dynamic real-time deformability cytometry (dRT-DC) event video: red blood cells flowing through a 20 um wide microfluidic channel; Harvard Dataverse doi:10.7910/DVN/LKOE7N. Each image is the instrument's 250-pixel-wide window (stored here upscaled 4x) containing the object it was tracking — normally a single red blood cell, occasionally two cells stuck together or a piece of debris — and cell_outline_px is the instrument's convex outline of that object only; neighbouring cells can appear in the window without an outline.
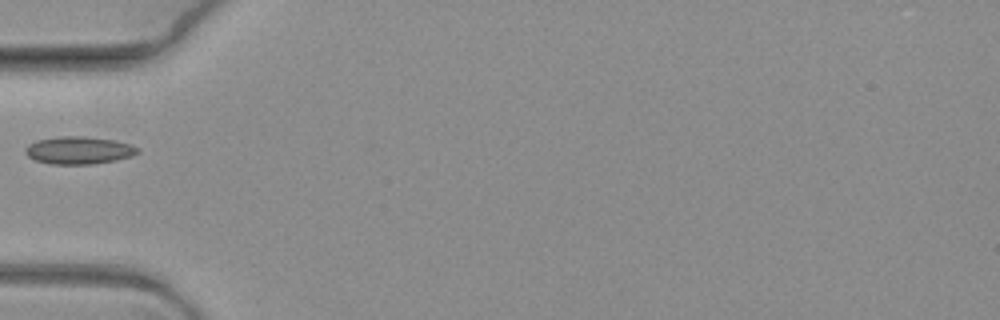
{"species": "common noctule bat (a hibernating species)", "species_latin": "Nyctalus noctula", "temperature_condition": "warm", "stored_images_in_passage": 5, "camera_frame_rate_fps": 3000, "um_per_image_px": 0.085, "animal": {"sex": "female", "body_mass_g": 19.3, "forearm_length_mm": 54.1}, "frame": {"image": 1, "passage_image": 1, "time_ms": 0.0, "image_size_px": [1000, 320], "cell_outline_px": [[140, 152], [132, 156], [116, 160], [92, 164], [52, 164], [36, 160], [28, 156], [24, 152], [24, 148], [28, 144], [36, 140], [60, 136], [84, 136], [116, 140], [132, 144], [140, 148]], "centroid_in_image_um": [6.73, 12.76], "position_along_channel_um": 78.3, "area_um2": 18.26}}
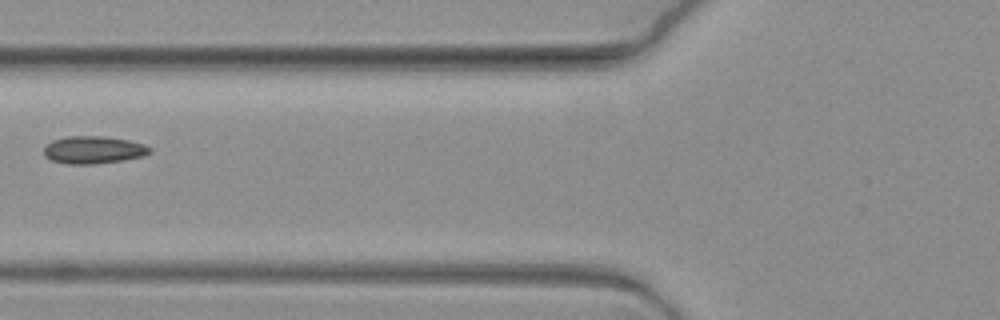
{"frame": {"image": 2, "passage_image": 2, "time_ms": 0.333, "image_size_px": [1000, 320], "cell_outline_px": [[152, 152], [144, 156], [124, 160], [92, 164], [68, 164], [52, 160], [44, 156], [44, 148], [52, 140], [68, 136], [104, 136], [128, 140], [144, 144], [152, 148]], "centroid_in_image_um": [7.97, 12.74], "position_along_channel_um": 117.8, "area_um2": 17.05}}
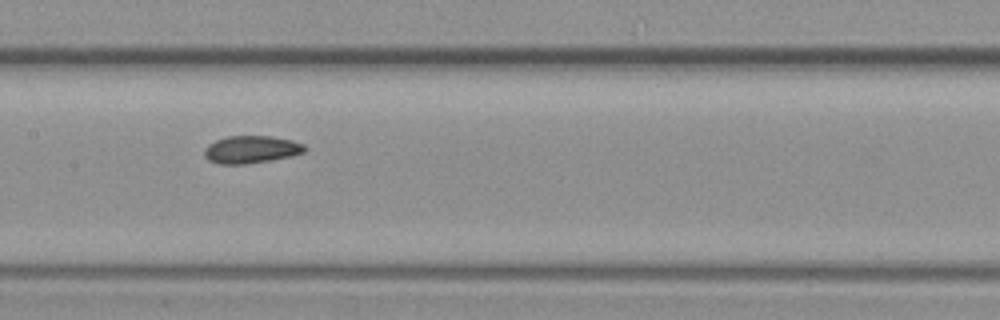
{"frame": {"image": 3, "passage_image": 4, "time_ms": 1.0, "image_size_px": [1000, 320], "cell_outline_px": [[304, 152], [292, 156], [244, 164], [220, 164], [208, 160], [204, 156], [204, 148], [208, 144], [216, 140], [228, 136], [272, 136], [292, 140], [304, 144]], "centroid_in_image_um": [21.32, 12.7], "position_along_channel_um": 186.1, "area_um2": 16.01}}